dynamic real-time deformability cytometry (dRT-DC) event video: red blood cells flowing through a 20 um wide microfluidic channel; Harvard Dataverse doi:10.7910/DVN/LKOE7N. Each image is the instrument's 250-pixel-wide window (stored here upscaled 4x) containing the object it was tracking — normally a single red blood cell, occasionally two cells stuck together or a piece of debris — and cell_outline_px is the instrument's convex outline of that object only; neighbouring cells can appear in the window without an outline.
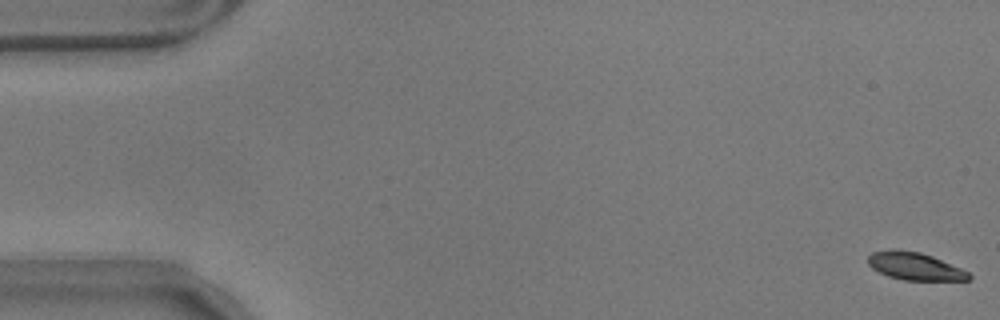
{"species": "common noctule bat (a hibernating species)", "species_latin": "Nyctalus noctula", "temperature_condition": "warm", "stored_images_in_passage": 58, "camera_frame_rate_fps": 3000, "um_per_image_px": 0.085, "animal": {"sex": "male", "body_mass_g": 17.9}, "frame": {"image": 1, "passage_image": 1, "time_ms": 0.0, "image_size_px": [1000, 320], "cell_outline_px": [[972, 276], [968, 280], [904, 280], [888, 276], [872, 268], [868, 264], [868, 256], [872, 252], [920, 252], [932, 256], [960, 268], [968, 272]], "centroid_in_image_um": [77.8, 22.67], "position_along_channel_um": 7.2, "area_um2": 15.49}}
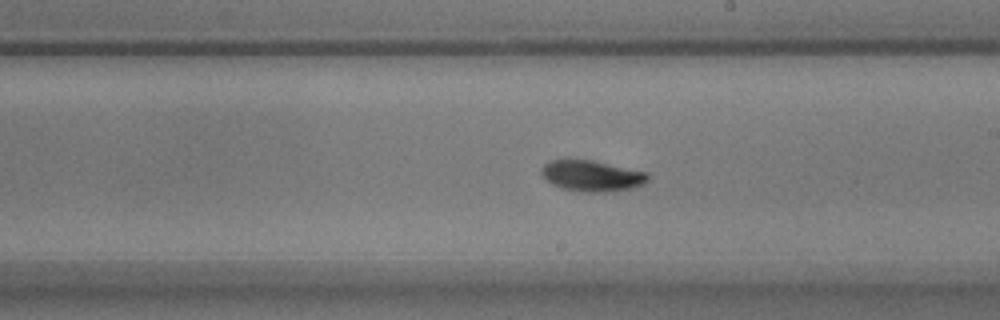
{"frame": {"image": 2, "passage_image": 33, "time_ms": 10.667, "image_size_px": [1000, 320], "cell_outline_px": [[648, 180], [632, 188], [596, 192], [584, 192], [560, 188], [552, 184], [540, 172], [544, 164], [552, 160], [592, 160], [648, 172]], "centroid_in_image_um": [50.29, 14.94], "position_along_channel_um": 238.7, "area_um2": 18.84}}
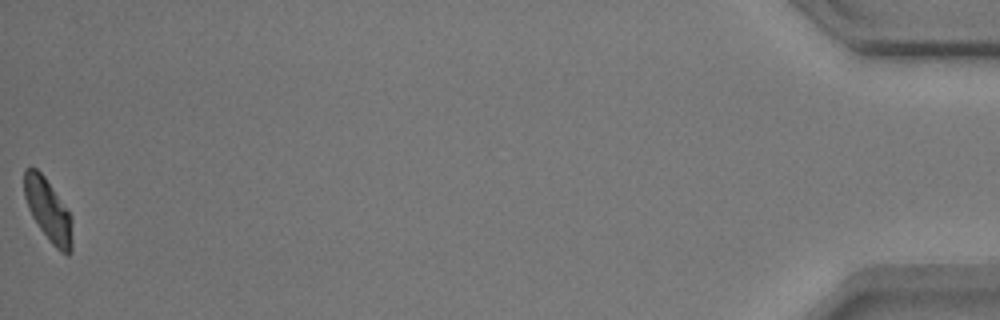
{"frame": {"image": 3, "passage_image": 58, "time_ms": 19.0, "image_size_px": [1000, 320], "cell_outline_px": [[72, 252], [68, 256], [60, 252], [52, 244], [40, 228], [32, 216], [28, 208], [24, 196], [24, 168], [36, 168], [44, 176], [72, 216]], "centroid_in_image_um": [4.11, 17.9], "position_along_channel_um": 431.1, "area_um2": 17.46}, "authors_computed_cell_mechanics": {"area_um2": 17.9758, "velocity_mm_per_s": 3.4989, "shape_relaxation_time_tau1_ms": 2.7684, "shape_relaxation_time_tau2_ms": 3.6426, "deformation_change_tau1": 0.1238, "deformation_change_tau2": 0.067}}